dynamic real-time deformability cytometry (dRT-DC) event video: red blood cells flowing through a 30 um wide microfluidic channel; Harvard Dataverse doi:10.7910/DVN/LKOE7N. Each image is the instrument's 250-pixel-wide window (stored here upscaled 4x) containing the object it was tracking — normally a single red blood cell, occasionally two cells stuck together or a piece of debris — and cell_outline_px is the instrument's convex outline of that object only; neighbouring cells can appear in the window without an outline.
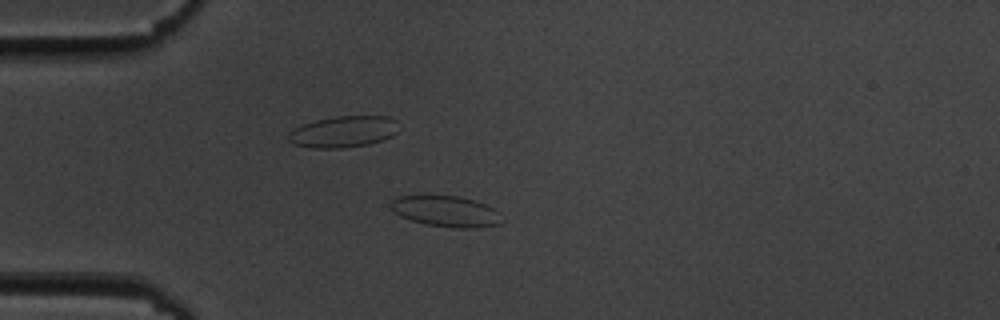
{"species": "common noctule bat (a hibernating species)", "species_latin": "Nyctalus noctula", "temperature_condition": "cold", "stored_images_in_passage": 42, "camera_frame_rate_fps": 3000, "um_per_image_px": 0.085, "animal": {"sex": "male", "body_mass_g": 19.5, "forearm_length_mm": 54.6}, "frame": {"image": 1, "passage_image": 1, "time_ms": 0.0, "image_size_px": [1000, 320], "cell_outline_px": [[504, 220], [500, 224], [476, 228], [452, 228], [424, 224], [400, 216], [392, 208], [392, 200], [396, 196], [460, 196], [476, 200], [488, 204], [496, 208], [500, 212]], "centroid_in_image_um": [38.02, 17.97], "position_along_channel_um": 47.0, "area_um2": 20.29}}
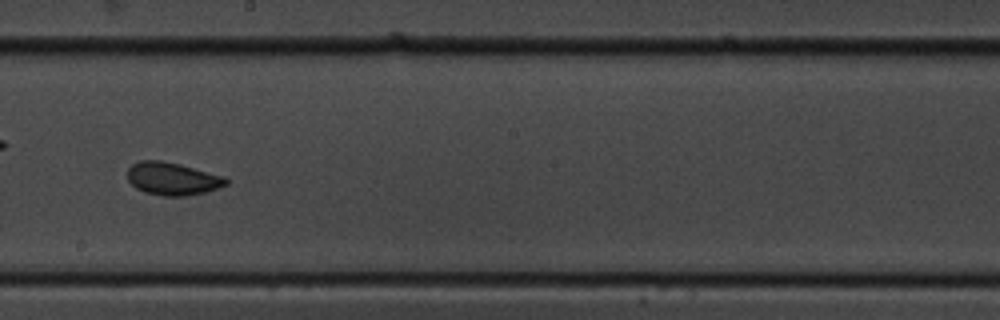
{"frame": {"image": 2, "passage_image": 18, "time_ms": 5.667, "image_size_px": [1000, 320], "cell_outline_px": [[228, 184], [220, 188], [204, 192], [184, 196], [164, 196], [144, 192], [136, 188], [128, 180], [128, 168], [132, 164], [140, 160], [160, 160], [180, 164], [224, 176], [228, 180]], "centroid_in_image_um": [14.66, 15.19], "position_along_channel_um": 233.5, "area_um2": 18.84}}
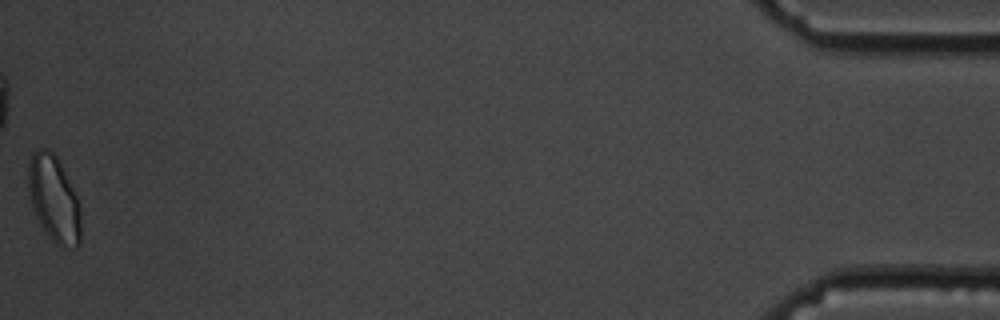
{"frame": {"image": 3, "passage_image": 42, "time_ms": 13.667, "image_size_px": [1000, 320], "cell_outline_px": [[80, 244], [76, 248], [56, 244], [48, 236], [40, 224], [36, 216], [32, 204], [28, 188], [28, 164], [32, 152], [40, 148], [44, 148], [52, 152], [56, 156], [76, 196], [80, 208]], "centroid_in_image_um": [4.57, 16.91], "position_along_channel_um": 430.6, "area_um2": 26.01}, "authors_computed_cell_mechanics": {"area_um2": 18.8139, "velocity_mm_per_s": 3.6026, "shape_relaxation_time_tau1_ms": 4.7557, "shape_relaxation_time_tau2_ms": 0.9499, "deformation_change_tau1": 0.0832, "deformation_change_tau2": 0.0418}}